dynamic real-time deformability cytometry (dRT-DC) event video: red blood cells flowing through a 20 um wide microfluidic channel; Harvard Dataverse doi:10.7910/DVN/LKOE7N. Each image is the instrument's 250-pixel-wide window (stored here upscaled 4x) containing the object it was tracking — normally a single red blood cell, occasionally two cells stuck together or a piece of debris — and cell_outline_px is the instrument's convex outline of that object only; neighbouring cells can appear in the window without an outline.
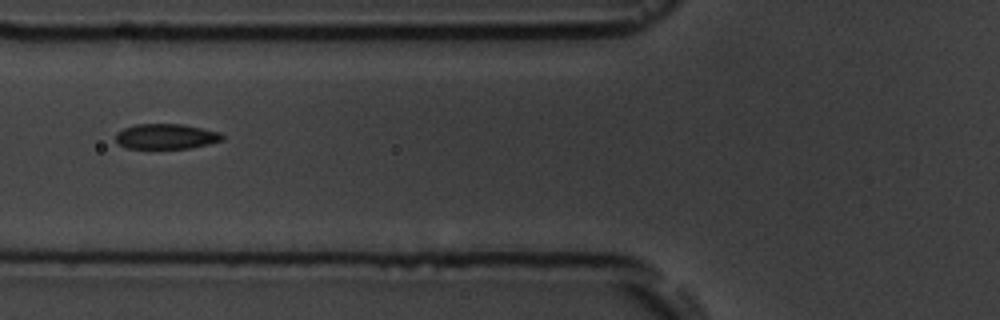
{"species": "common noctule bat (a hibernating species)", "species_latin": "Nyctalus noctula", "temperature_condition": "room temperature", "stored_images_in_passage": 7, "camera_frame_rate_fps": 3000, "um_per_image_px": 0.085, "animal": {"sex": "male", "body_mass_g": 19.5, "forearm_length_mm": 54.6}, "frame": {"image": 1, "passage_image": 3, "time_ms": 2.333, "image_size_px": [1000, 320], "cell_outline_px": [[224, 140], [192, 148], [128, 148], [116, 144], [116, 132], [124, 128], [136, 124], [184, 124], [220, 132], [224, 136]], "centroid_in_image_um": [14.12, 11.59], "position_along_channel_um": 111.7, "area_um2": 15.78}}
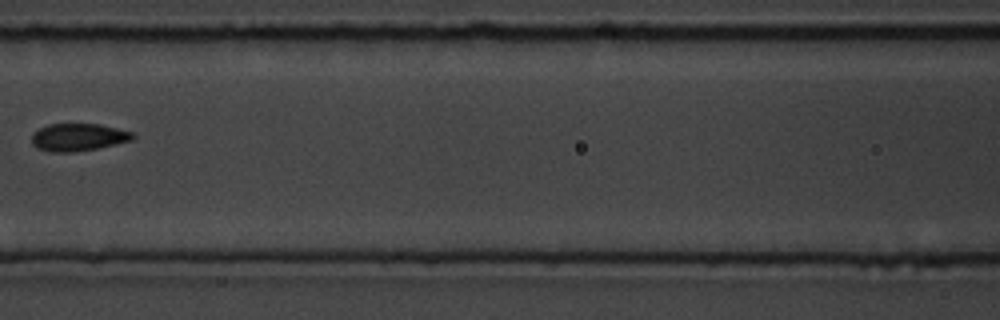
{"frame": {"image": 2, "passage_image": 4, "time_ms": 3.667, "image_size_px": [1000, 320], "cell_outline_px": [[136, 136], [132, 140], [116, 144], [96, 148], [72, 152], [56, 152], [36, 148], [32, 144], [32, 136], [40, 128], [48, 124], [100, 124], [136, 132]], "centroid_in_image_um": [6.71, 11.65], "position_along_channel_um": 159.9, "area_um2": 16.18}}
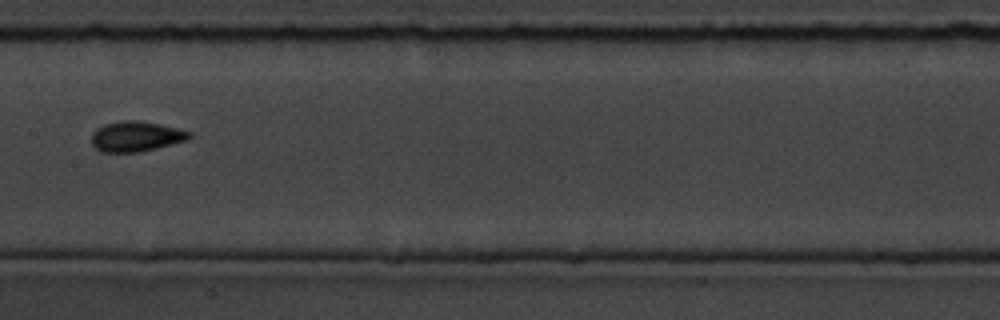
{"frame": {"image": 3, "passage_image": 5, "time_ms": 4.667, "image_size_px": [1000, 320], "cell_outline_px": [[192, 136], [188, 140], [140, 152], [100, 152], [92, 144], [92, 132], [96, 128], [104, 124], [120, 120], [140, 120], [160, 124], [192, 132]], "centroid_in_image_um": [11.55, 11.59], "position_along_channel_um": 195.8, "area_um2": 17.4}}